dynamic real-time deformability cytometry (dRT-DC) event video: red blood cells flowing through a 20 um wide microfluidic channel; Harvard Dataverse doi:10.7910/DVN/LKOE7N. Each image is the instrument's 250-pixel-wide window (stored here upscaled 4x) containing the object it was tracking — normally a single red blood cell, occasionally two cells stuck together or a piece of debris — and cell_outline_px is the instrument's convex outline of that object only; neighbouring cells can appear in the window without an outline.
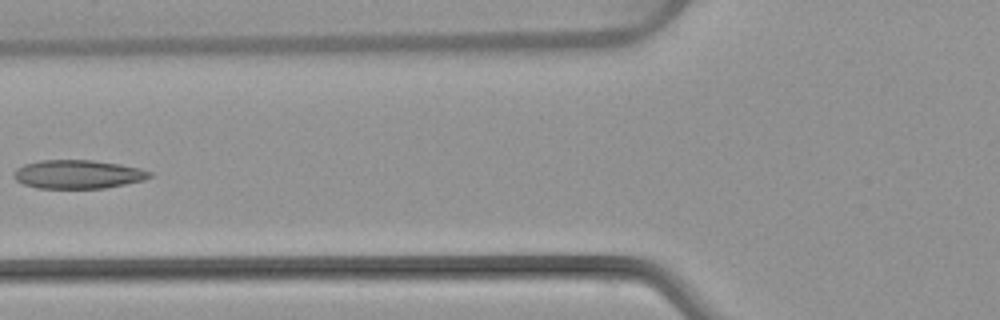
{"species": "common noctule bat (a hibernating species)", "species_latin": "Nyctalus noctula", "temperature_condition": "warm", "stored_images_in_passage": 4, "camera_frame_rate_fps": 3000, "um_per_image_px": 0.085, "animal": {"sex": "female", "body_mass_g": 22.7, "forearm_length_mm": 54.2}, "frame": {"image": 1, "passage_image": 4, "time_ms": 3.667, "image_size_px": [1000, 320], "cell_outline_px": [[152, 176], [144, 180], [104, 188], [36, 188], [24, 184], [16, 180], [12, 176], [12, 172], [16, 168], [24, 164], [40, 160], [92, 160], [120, 164], [140, 168], [152, 172]], "centroid_in_image_um": [6.6, 14.81], "position_along_channel_um": 119.2, "area_um2": 22.77}}